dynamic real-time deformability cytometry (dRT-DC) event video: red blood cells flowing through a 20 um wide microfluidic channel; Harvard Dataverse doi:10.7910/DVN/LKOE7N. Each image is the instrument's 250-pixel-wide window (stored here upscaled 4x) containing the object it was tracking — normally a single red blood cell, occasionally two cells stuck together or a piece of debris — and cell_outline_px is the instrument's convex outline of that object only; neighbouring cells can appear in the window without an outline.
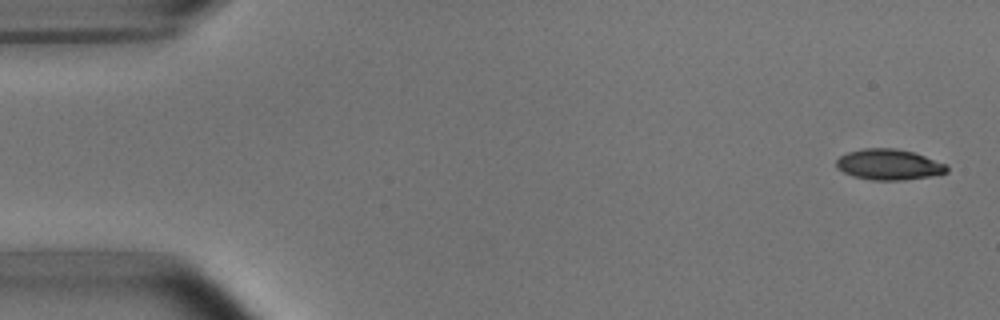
{"species": "common noctule bat (a hibernating species)", "species_latin": "Nyctalus noctula", "temperature_condition": "room temperature", "stored_images_in_passage": 6, "camera_frame_rate_fps": 3000, "um_per_image_px": 0.085, "animal": {"sex": "male", "body_mass_g": 15.6}, "frame": {"image": 1, "passage_image": 1, "time_ms": 0.0, "image_size_px": [1000, 320], "cell_outline_px": [[948, 172], [940, 176], [904, 180], [872, 180], [852, 176], [836, 168], [836, 160], [840, 156], [848, 152], [864, 148], [896, 148], [912, 152], [948, 164]], "centroid_in_image_um": [75.6, 14.0], "position_along_channel_um": 9.4, "area_um2": 20.11}}
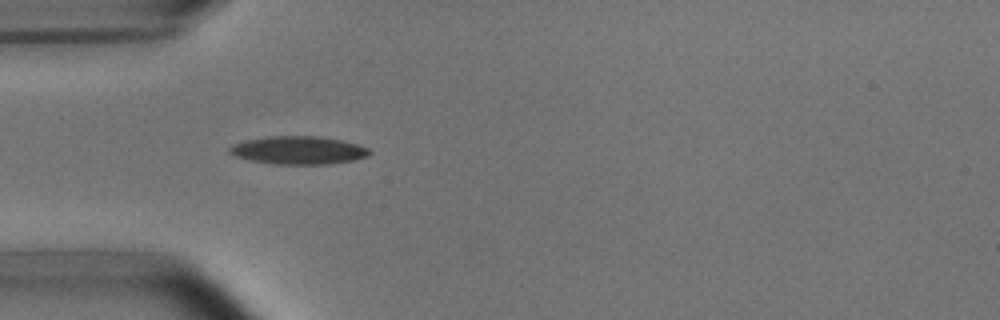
{"frame": {"image": 2, "passage_image": 5, "time_ms": 4.667, "image_size_px": [1000, 320], "cell_outline_px": [[372, 152], [368, 156], [352, 160], [328, 164], [272, 164], [252, 160], [236, 156], [228, 152], [228, 148], [232, 144], [244, 140], [268, 136], [316, 136], [340, 140], [356, 144], [368, 148]], "centroid_in_image_um": [25.33, 12.77], "position_along_channel_um": 59.7, "area_um2": 22.77}}